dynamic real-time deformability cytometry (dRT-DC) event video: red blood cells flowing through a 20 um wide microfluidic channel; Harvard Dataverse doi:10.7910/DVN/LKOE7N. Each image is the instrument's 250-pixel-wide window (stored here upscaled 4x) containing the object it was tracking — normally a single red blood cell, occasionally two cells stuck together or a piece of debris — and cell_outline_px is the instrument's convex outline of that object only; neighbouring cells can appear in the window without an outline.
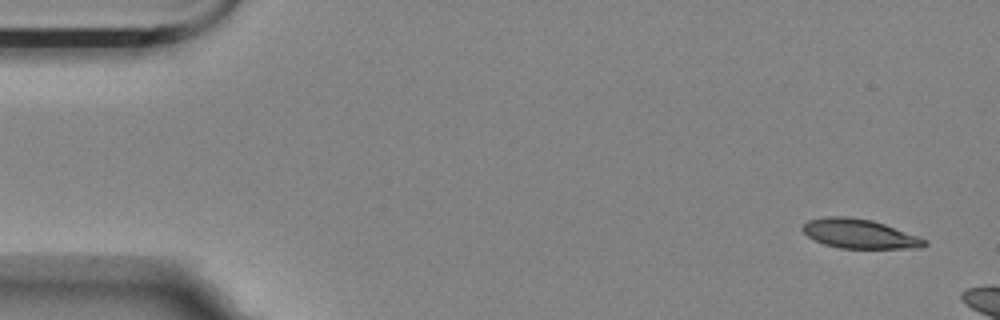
{"species": "Egyptian fruit bat (a non-hibernating species)", "species_latin": "Rousettus aegyptiacus", "temperature_condition": "room temperature", "stored_images_in_passage": 3, "camera_frame_rate_fps": 3000, "um_per_image_px": 0.085, "animal": {"sex": "female"}, "frame": {"image": 1, "passage_image": 1, "time_ms": 0.0, "image_size_px": [1000, 320], "cell_outline_px": [[928, 244], [924, 248], [840, 248], [824, 244], [808, 236], [800, 228], [808, 220], [824, 216], [848, 216], [872, 220], [884, 224], [928, 240]], "centroid_in_image_um": [73.05, 19.87], "position_along_channel_um": 11.9, "area_um2": 20.81}}